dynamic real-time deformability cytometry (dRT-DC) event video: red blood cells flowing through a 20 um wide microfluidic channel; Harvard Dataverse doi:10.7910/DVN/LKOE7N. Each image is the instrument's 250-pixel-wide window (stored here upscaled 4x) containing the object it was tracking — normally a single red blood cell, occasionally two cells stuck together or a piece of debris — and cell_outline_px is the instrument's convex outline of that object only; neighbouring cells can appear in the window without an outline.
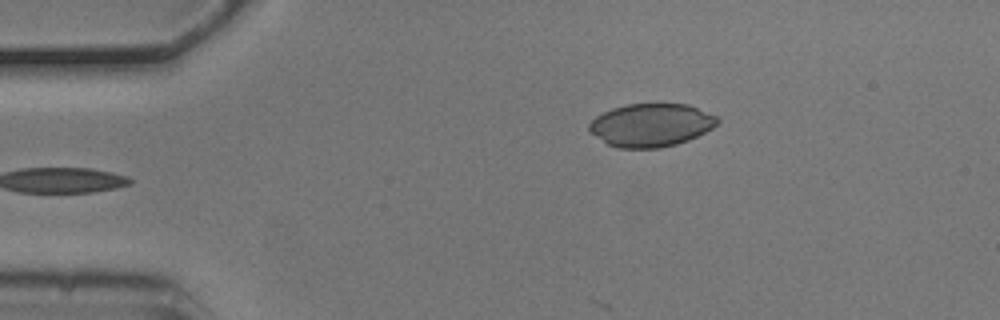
{"species": "common noctule bat (a hibernating species)", "species_latin": "Nyctalus noctula", "temperature_condition": "cold", "stored_images_in_passage": 4, "camera_frame_rate_fps": 3000, "um_per_image_px": 0.085, "animal": {"sex": "male", "body_mass_g": 20.5, "forearm_length_mm": 52.5}, "frame": {"image": 1, "passage_image": 4, "time_ms": 1.0, "image_size_px": [1000, 320], "cell_outline_px": [[720, 120], [712, 128], [688, 140], [676, 144], [660, 148], [620, 148], [608, 144], [588, 132], [588, 124], [596, 116], [612, 108], [628, 104], [688, 104], [716, 116]], "centroid_in_image_um": [55.31, 10.63], "position_along_channel_um": 29.7, "area_um2": 32.08}}